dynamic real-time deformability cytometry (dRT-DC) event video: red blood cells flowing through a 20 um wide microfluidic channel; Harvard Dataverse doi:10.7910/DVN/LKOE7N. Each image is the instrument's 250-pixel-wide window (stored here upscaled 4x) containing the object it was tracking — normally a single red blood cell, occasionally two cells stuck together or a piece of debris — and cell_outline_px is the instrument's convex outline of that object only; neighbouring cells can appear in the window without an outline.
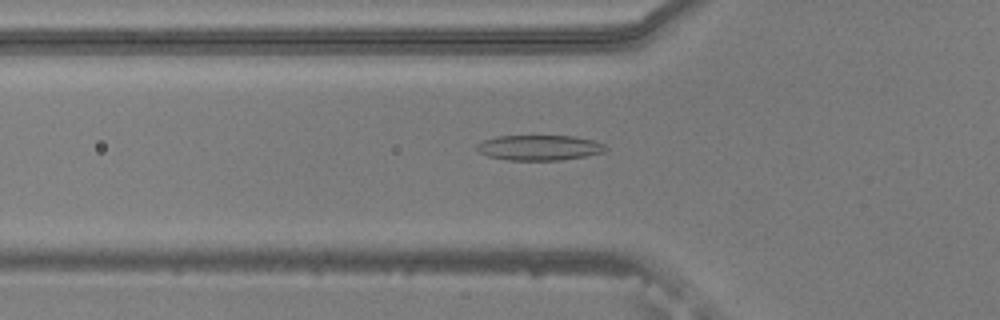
{"species": "common noctule bat (a hibernating species)", "species_latin": "Nyctalus noctula", "temperature_condition": "warm", "stored_images_in_passage": 54, "camera_frame_rate_fps": 3000, "um_per_image_px": 0.085, "animal": {"sex": "male", "body_mass_g": 20.5, "forearm_length_mm": 52.5}, "frame": {"image": 1, "passage_image": 19, "time_ms": 6.0, "image_size_px": [1000, 320], "cell_outline_px": [[608, 148], [604, 152], [584, 156], [560, 160], [504, 160], [488, 156], [480, 152], [476, 148], [476, 144], [484, 140], [496, 136], [572, 136], [592, 140], [604, 144]], "centroid_in_image_um": [45.82, 12.55], "position_along_channel_um": 80.0, "area_um2": 18.9}}
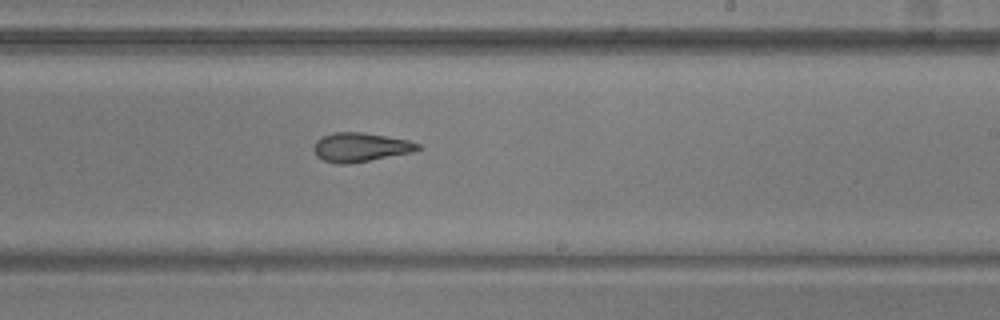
{"frame": {"image": 2, "passage_image": 33, "time_ms": 10.667, "image_size_px": [1000, 320], "cell_outline_px": [[420, 148], [412, 152], [348, 164], [340, 164], [324, 160], [316, 156], [312, 148], [316, 140], [320, 136], [332, 132], [364, 132], [408, 140], [420, 144]], "centroid_in_image_um": [30.58, 12.5], "position_along_channel_um": 258.4, "area_um2": 17.63}}
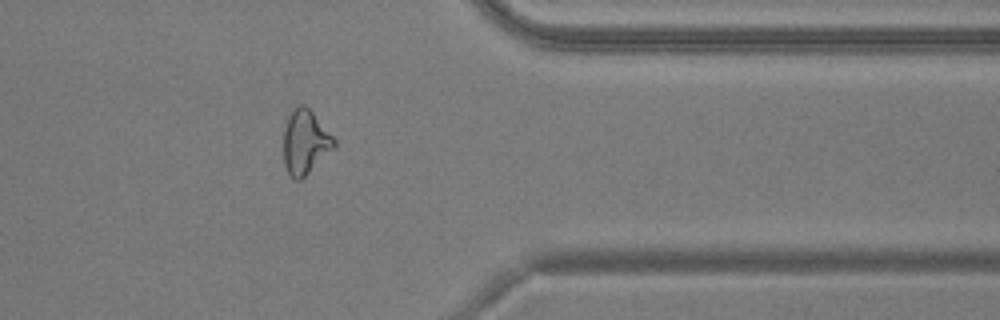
{"frame": {"image": 3, "passage_image": 44, "time_ms": 14.333, "image_size_px": [1000, 320], "cell_outline_px": [[336, 148], [300, 180], [296, 180], [288, 172], [284, 164], [284, 128], [288, 116], [292, 108], [300, 104], [304, 104], [312, 112], [336, 140]], "centroid_in_image_um": [25.95, 12.07], "position_along_channel_um": 385.5, "area_um2": 18.9}, "authors_computed_cell_mechanics": {"area_um2": 19.3052, "velocity_mm_per_s": 3.7982, "shape_relaxation_time_tau1_ms": 10.9376, "shape_relaxation_time_tau2_ms": 4.3677, "deformation_change_tau1": 0.2793, "deformation_change_tau2": 0.123}}